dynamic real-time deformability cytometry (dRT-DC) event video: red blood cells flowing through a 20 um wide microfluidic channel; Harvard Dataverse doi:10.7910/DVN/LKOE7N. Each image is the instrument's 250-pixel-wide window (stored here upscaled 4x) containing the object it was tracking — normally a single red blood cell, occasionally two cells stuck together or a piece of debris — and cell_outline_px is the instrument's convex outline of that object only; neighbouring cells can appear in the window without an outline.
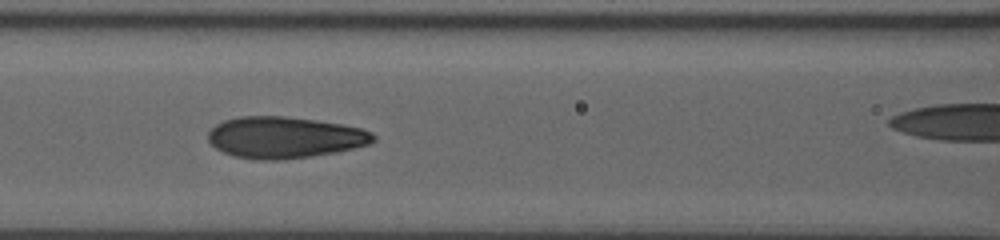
{"species": "human", "species_latin": "Homo sapiens", "temperature_condition": "room temperature", "stored_images_in_passage": 25, "camera_frame_rate_fps": 3000, "um_per_image_px": 0.085, "donor": {"sex": "male"}, "frame": {"image": 1, "passage_image": 22, "time_ms": 8.667, "image_size_px": [1000, 240], "cell_outline_px": [[376, 140], [368, 144], [336, 152], [312, 156], [280, 160], [256, 160], [236, 156], [224, 152], [216, 148], [208, 140], [208, 132], [216, 124], [224, 120], [240, 116], [284, 116], [316, 120], [344, 124], [360, 128], [372, 132], [376, 136]], "centroid_in_image_um": [24.2, 11.68], "position_along_channel_um": 142.4, "area_um2": 39.94}}